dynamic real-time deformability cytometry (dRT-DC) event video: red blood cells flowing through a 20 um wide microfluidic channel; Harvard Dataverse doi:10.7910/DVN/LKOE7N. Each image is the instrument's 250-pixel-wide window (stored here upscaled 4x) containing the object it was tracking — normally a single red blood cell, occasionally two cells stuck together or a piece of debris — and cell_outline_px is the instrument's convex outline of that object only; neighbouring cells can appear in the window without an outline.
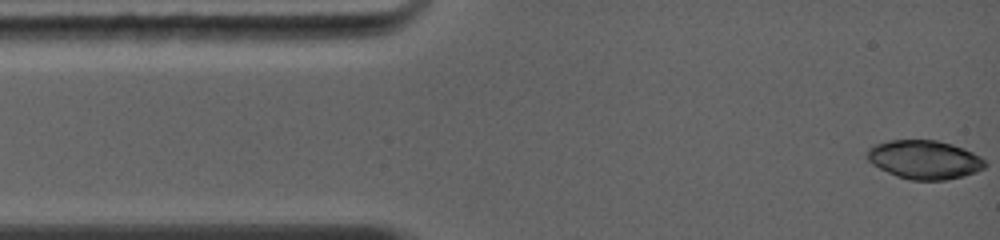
{"species": "common noctule bat (a hibernating species)", "species_latin": "Nyctalus noctula", "temperature_condition": "warm", "stored_images_in_passage": 8, "camera_frame_rate_fps": 5000, "um_per_image_px": 0.085, "animal": {"sex": "female", "body_mass_g": 19.0, "forearm_length_mm": 56.7}, "frame": {"image": 1, "passage_image": 1, "time_ms": 0.0, "image_size_px": [1000, 240], "cell_outline_px": [[984, 168], [960, 176], [940, 180], [916, 180], [900, 176], [880, 168], [868, 160], [868, 148], [876, 144], [888, 140], [940, 140], [964, 148], [972, 152], [984, 160]], "centroid_in_image_um": [78.56, 13.53], "position_along_channel_um": 6.4, "area_um2": 25.89}}
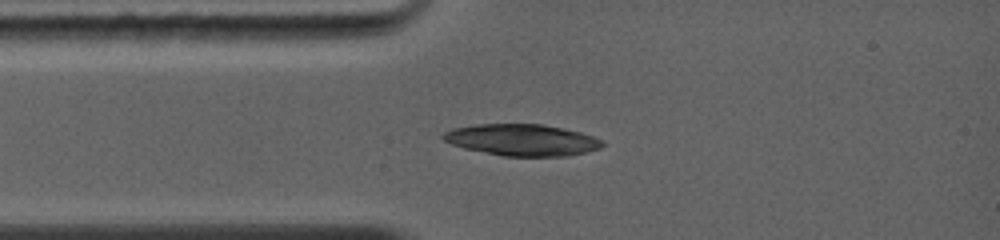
{"frame": {"image": 2, "passage_image": 8, "time_ms": 2.4, "image_size_px": [1000, 240], "cell_outline_px": [[604, 144], [596, 148], [584, 152], [560, 156], [504, 156], [468, 148], [444, 140], [444, 132], [452, 128], [480, 124], [540, 124], [564, 128], [580, 132], [592, 136], [600, 140]], "centroid_in_image_um": [44.38, 11.88], "position_along_channel_um": 40.6, "area_um2": 28.44}}